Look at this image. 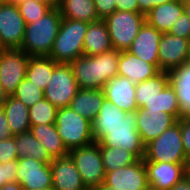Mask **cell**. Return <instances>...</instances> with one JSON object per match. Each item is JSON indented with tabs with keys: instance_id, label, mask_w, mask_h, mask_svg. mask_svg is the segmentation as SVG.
<instances>
[{
	"instance_id": "obj_30",
	"label": "cell",
	"mask_w": 190,
	"mask_h": 190,
	"mask_svg": "<svg viewBox=\"0 0 190 190\" xmlns=\"http://www.w3.org/2000/svg\"><path fill=\"white\" fill-rule=\"evenodd\" d=\"M141 108L148 109L149 112L163 111L173 115L177 120L184 116L180 109L177 92L170 83L155 98L148 100Z\"/></svg>"
},
{
	"instance_id": "obj_44",
	"label": "cell",
	"mask_w": 190,
	"mask_h": 190,
	"mask_svg": "<svg viewBox=\"0 0 190 190\" xmlns=\"http://www.w3.org/2000/svg\"><path fill=\"white\" fill-rule=\"evenodd\" d=\"M139 11L143 14L148 13L153 7L170 2L172 0H137Z\"/></svg>"
},
{
	"instance_id": "obj_36",
	"label": "cell",
	"mask_w": 190,
	"mask_h": 190,
	"mask_svg": "<svg viewBox=\"0 0 190 190\" xmlns=\"http://www.w3.org/2000/svg\"><path fill=\"white\" fill-rule=\"evenodd\" d=\"M17 6L26 24L36 22L51 9L47 4L37 0H27Z\"/></svg>"
},
{
	"instance_id": "obj_42",
	"label": "cell",
	"mask_w": 190,
	"mask_h": 190,
	"mask_svg": "<svg viewBox=\"0 0 190 190\" xmlns=\"http://www.w3.org/2000/svg\"><path fill=\"white\" fill-rule=\"evenodd\" d=\"M116 11L138 12L139 4L137 0H115Z\"/></svg>"
},
{
	"instance_id": "obj_53",
	"label": "cell",
	"mask_w": 190,
	"mask_h": 190,
	"mask_svg": "<svg viewBox=\"0 0 190 190\" xmlns=\"http://www.w3.org/2000/svg\"><path fill=\"white\" fill-rule=\"evenodd\" d=\"M37 190H54L52 187H48V188H42V189H37Z\"/></svg>"
},
{
	"instance_id": "obj_45",
	"label": "cell",
	"mask_w": 190,
	"mask_h": 190,
	"mask_svg": "<svg viewBox=\"0 0 190 190\" xmlns=\"http://www.w3.org/2000/svg\"><path fill=\"white\" fill-rule=\"evenodd\" d=\"M168 190H190V179L187 175H185L179 182L174 184Z\"/></svg>"
},
{
	"instance_id": "obj_40",
	"label": "cell",
	"mask_w": 190,
	"mask_h": 190,
	"mask_svg": "<svg viewBox=\"0 0 190 190\" xmlns=\"http://www.w3.org/2000/svg\"><path fill=\"white\" fill-rule=\"evenodd\" d=\"M181 138L185 155L190 160V115L181 117Z\"/></svg>"
},
{
	"instance_id": "obj_13",
	"label": "cell",
	"mask_w": 190,
	"mask_h": 190,
	"mask_svg": "<svg viewBox=\"0 0 190 190\" xmlns=\"http://www.w3.org/2000/svg\"><path fill=\"white\" fill-rule=\"evenodd\" d=\"M16 181L24 190H37L53 186L50 164L34 158L18 159Z\"/></svg>"
},
{
	"instance_id": "obj_47",
	"label": "cell",
	"mask_w": 190,
	"mask_h": 190,
	"mask_svg": "<svg viewBox=\"0 0 190 190\" xmlns=\"http://www.w3.org/2000/svg\"><path fill=\"white\" fill-rule=\"evenodd\" d=\"M0 190H24L20 183L17 181L6 183L0 187Z\"/></svg>"
},
{
	"instance_id": "obj_29",
	"label": "cell",
	"mask_w": 190,
	"mask_h": 190,
	"mask_svg": "<svg viewBox=\"0 0 190 190\" xmlns=\"http://www.w3.org/2000/svg\"><path fill=\"white\" fill-rule=\"evenodd\" d=\"M58 9L62 18L88 23L99 20L93 0H61Z\"/></svg>"
},
{
	"instance_id": "obj_8",
	"label": "cell",
	"mask_w": 190,
	"mask_h": 190,
	"mask_svg": "<svg viewBox=\"0 0 190 190\" xmlns=\"http://www.w3.org/2000/svg\"><path fill=\"white\" fill-rule=\"evenodd\" d=\"M69 156L74 161L81 179L88 190H93L105 180V170L101 159L98 142L75 148L69 151Z\"/></svg>"
},
{
	"instance_id": "obj_15",
	"label": "cell",
	"mask_w": 190,
	"mask_h": 190,
	"mask_svg": "<svg viewBox=\"0 0 190 190\" xmlns=\"http://www.w3.org/2000/svg\"><path fill=\"white\" fill-rule=\"evenodd\" d=\"M150 186L168 190L185 175L190 163H168L144 161Z\"/></svg>"
},
{
	"instance_id": "obj_39",
	"label": "cell",
	"mask_w": 190,
	"mask_h": 190,
	"mask_svg": "<svg viewBox=\"0 0 190 190\" xmlns=\"http://www.w3.org/2000/svg\"><path fill=\"white\" fill-rule=\"evenodd\" d=\"M171 35L190 39V19L183 12L168 31Z\"/></svg>"
},
{
	"instance_id": "obj_50",
	"label": "cell",
	"mask_w": 190,
	"mask_h": 190,
	"mask_svg": "<svg viewBox=\"0 0 190 190\" xmlns=\"http://www.w3.org/2000/svg\"><path fill=\"white\" fill-rule=\"evenodd\" d=\"M184 13L190 19V2L184 1Z\"/></svg>"
},
{
	"instance_id": "obj_33",
	"label": "cell",
	"mask_w": 190,
	"mask_h": 190,
	"mask_svg": "<svg viewBox=\"0 0 190 190\" xmlns=\"http://www.w3.org/2000/svg\"><path fill=\"white\" fill-rule=\"evenodd\" d=\"M105 172L117 170L135 163L138 158L124 148L99 146Z\"/></svg>"
},
{
	"instance_id": "obj_4",
	"label": "cell",
	"mask_w": 190,
	"mask_h": 190,
	"mask_svg": "<svg viewBox=\"0 0 190 190\" xmlns=\"http://www.w3.org/2000/svg\"><path fill=\"white\" fill-rule=\"evenodd\" d=\"M144 161L190 163L181 138V118L145 145Z\"/></svg>"
},
{
	"instance_id": "obj_24",
	"label": "cell",
	"mask_w": 190,
	"mask_h": 190,
	"mask_svg": "<svg viewBox=\"0 0 190 190\" xmlns=\"http://www.w3.org/2000/svg\"><path fill=\"white\" fill-rule=\"evenodd\" d=\"M30 131L53 159L69 155V151L57 132L56 124L34 125Z\"/></svg>"
},
{
	"instance_id": "obj_14",
	"label": "cell",
	"mask_w": 190,
	"mask_h": 190,
	"mask_svg": "<svg viewBox=\"0 0 190 190\" xmlns=\"http://www.w3.org/2000/svg\"><path fill=\"white\" fill-rule=\"evenodd\" d=\"M104 184L117 190H144L149 185L144 160L106 172Z\"/></svg>"
},
{
	"instance_id": "obj_35",
	"label": "cell",
	"mask_w": 190,
	"mask_h": 190,
	"mask_svg": "<svg viewBox=\"0 0 190 190\" xmlns=\"http://www.w3.org/2000/svg\"><path fill=\"white\" fill-rule=\"evenodd\" d=\"M12 96L31 107L44 98V91L25 77Z\"/></svg>"
},
{
	"instance_id": "obj_31",
	"label": "cell",
	"mask_w": 190,
	"mask_h": 190,
	"mask_svg": "<svg viewBox=\"0 0 190 190\" xmlns=\"http://www.w3.org/2000/svg\"><path fill=\"white\" fill-rule=\"evenodd\" d=\"M56 64L57 62L49 56H30L26 77L44 91Z\"/></svg>"
},
{
	"instance_id": "obj_9",
	"label": "cell",
	"mask_w": 190,
	"mask_h": 190,
	"mask_svg": "<svg viewBox=\"0 0 190 190\" xmlns=\"http://www.w3.org/2000/svg\"><path fill=\"white\" fill-rule=\"evenodd\" d=\"M79 87L69 63H57L44 90V98L57 109L68 107Z\"/></svg>"
},
{
	"instance_id": "obj_17",
	"label": "cell",
	"mask_w": 190,
	"mask_h": 190,
	"mask_svg": "<svg viewBox=\"0 0 190 190\" xmlns=\"http://www.w3.org/2000/svg\"><path fill=\"white\" fill-rule=\"evenodd\" d=\"M136 114V128L144 145L157 138L178 121L173 115L163 111L149 112L148 109L138 108Z\"/></svg>"
},
{
	"instance_id": "obj_38",
	"label": "cell",
	"mask_w": 190,
	"mask_h": 190,
	"mask_svg": "<svg viewBox=\"0 0 190 190\" xmlns=\"http://www.w3.org/2000/svg\"><path fill=\"white\" fill-rule=\"evenodd\" d=\"M17 149L14 136L8 139L0 140V163L16 160Z\"/></svg>"
},
{
	"instance_id": "obj_12",
	"label": "cell",
	"mask_w": 190,
	"mask_h": 190,
	"mask_svg": "<svg viewBox=\"0 0 190 190\" xmlns=\"http://www.w3.org/2000/svg\"><path fill=\"white\" fill-rule=\"evenodd\" d=\"M190 39L164 32L158 50L159 70L170 72L189 60Z\"/></svg>"
},
{
	"instance_id": "obj_48",
	"label": "cell",
	"mask_w": 190,
	"mask_h": 190,
	"mask_svg": "<svg viewBox=\"0 0 190 190\" xmlns=\"http://www.w3.org/2000/svg\"><path fill=\"white\" fill-rule=\"evenodd\" d=\"M8 94L5 92L3 87L0 85V108H3V105L7 101Z\"/></svg>"
},
{
	"instance_id": "obj_27",
	"label": "cell",
	"mask_w": 190,
	"mask_h": 190,
	"mask_svg": "<svg viewBox=\"0 0 190 190\" xmlns=\"http://www.w3.org/2000/svg\"><path fill=\"white\" fill-rule=\"evenodd\" d=\"M17 158H34L38 161L50 164L53 158L48 154L45 147L37 140L31 131L14 135Z\"/></svg>"
},
{
	"instance_id": "obj_3",
	"label": "cell",
	"mask_w": 190,
	"mask_h": 190,
	"mask_svg": "<svg viewBox=\"0 0 190 190\" xmlns=\"http://www.w3.org/2000/svg\"><path fill=\"white\" fill-rule=\"evenodd\" d=\"M88 24L85 21L62 18L49 57L57 63H70L81 57Z\"/></svg>"
},
{
	"instance_id": "obj_25",
	"label": "cell",
	"mask_w": 190,
	"mask_h": 190,
	"mask_svg": "<svg viewBox=\"0 0 190 190\" xmlns=\"http://www.w3.org/2000/svg\"><path fill=\"white\" fill-rule=\"evenodd\" d=\"M125 111L119 109L106 98L100 108L99 114L92 122V133L95 142H99L105 136V130L117 125L126 116Z\"/></svg>"
},
{
	"instance_id": "obj_2",
	"label": "cell",
	"mask_w": 190,
	"mask_h": 190,
	"mask_svg": "<svg viewBox=\"0 0 190 190\" xmlns=\"http://www.w3.org/2000/svg\"><path fill=\"white\" fill-rule=\"evenodd\" d=\"M62 21L58 8H51L36 22L26 24L20 50L29 56H49Z\"/></svg>"
},
{
	"instance_id": "obj_52",
	"label": "cell",
	"mask_w": 190,
	"mask_h": 190,
	"mask_svg": "<svg viewBox=\"0 0 190 190\" xmlns=\"http://www.w3.org/2000/svg\"><path fill=\"white\" fill-rule=\"evenodd\" d=\"M186 175H187V176L189 177V179H190V165L187 167Z\"/></svg>"
},
{
	"instance_id": "obj_22",
	"label": "cell",
	"mask_w": 190,
	"mask_h": 190,
	"mask_svg": "<svg viewBox=\"0 0 190 190\" xmlns=\"http://www.w3.org/2000/svg\"><path fill=\"white\" fill-rule=\"evenodd\" d=\"M111 50H113V47L104 19L90 22L83 43V55L93 56Z\"/></svg>"
},
{
	"instance_id": "obj_1",
	"label": "cell",
	"mask_w": 190,
	"mask_h": 190,
	"mask_svg": "<svg viewBox=\"0 0 190 190\" xmlns=\"http://www.w3.org/2000/svg\"><path fill=\"white\" fill-rule=\"evenodd\" d=\"M118 50L76 58L70 62L79 89L103 90L105 83L118 75Z\"/></svg>"
},
{
	"instance_id": "obj_6",
	"label": "cell",
	"mask_w": 190,
	"mask_h": 190,
	"mask_svg": "<svg viewBox=\"0 0 190 190\" xmlns=\"http://www.w3.org/2000/svg\"><path fill=\"white\" fill-rule=\"evenodd\" d=\"M104 21L107 24L114 50L127 51L145 23V14L138 12L115 11Z\"/></svg>"
},
{
	"instance_id": "obj_23",
	"label": "cell",
	"mask_w": 190,
	"mask_h": 190,
	"mask_svg": "<svg viewBox=\"0 0 190 190\" xmlns=\"http://www.w3.org/2000/svg\"><path fill=\"white\" fill-rule=\"evenodd\" d=\"M105 99L103 90L79 89L68 107L93 122Z\"/></svg>"
},
{
	"instance_id": "obj_32",
	"label": "cell",
	"mask_w": 190,
	"mask_h": 190,
	"mask_svg": "<svg viewBox=\"0 0 190 190\" xmlns=\"http://www.w3.org/2000/svg\"><path fill=\"white\" fill-rule=\"evenodd\" d=\"M170 83L169 72L160 71L154 77L136 84L135 99L138 108L155 98Z\"/></svg>"
},
{
	"instance_id": "obj_49",
	"label": "cell",
	"mask_w": 190,
	"mask_h": 190,
	"mask_svg": "<svg viewBox=\"0 0 190 190\" xmlns=\"http://www.w3.org/2000/svg\"><path fill=\"white\" fill-rule=\"evenodd\" d=\"M93 190H117L113 187L107 186L104 183H102L101 185H99L98 187L94 188Z\"/></svg>"
},
{
	"instance_id": "obj_41",
	"label": "cell",
	"mask_w": 190,
	"mask_h": 190,
	"mask_svg": "<svg viewBox=\"0 0 190 190\" xmlns=\"http://www.w3.org/2000/svg\"><path fill=\"white\" fill-rule=\"evenodd\" d=\"M99 19H105L116 11L115 0H93Z\"/></svg>"
},
{
	"instance_id": "obj_19",
	"label": "cell",
	"mask_w": 190,
	"mask_h": 190,
	"mask_svg": "<svg viewBox=\"0 0 190 190\" xmlns=\"http://www.w3.org/2000/svg\"><path fill=\"white\" fill-rule=\"evenodd\" d=\"M54 190H88L72 158L67 155L50 163Z\"/></svg>"
},
{
	"instance_id": "obj_11",
	"label": "cell",
	"mask_w": 190,
	"mask_h": 190,
	"mask_svg": "<svg viewBox=\"0 0 190 190\" xmlns=\"http://www.w3.org/2000/svg\"><path fill=\"white\" fill-rule=\"evenodd\" d=\"M25 27L17 5L7 2L0 5V49H20Z\"/></svg>"
},
{
	"instance_id": "obj_7",
	"label": "cell",
	"mask_w": 190,
	"mask_h": 190,
	"mask_svg": "<svg viewBox=\"0 0 190 190\" xmlns=\"http://www.w3.org/2000/svg\"><path fill=\"white\" fill-rule=\"evenodd\" d=\"M137 114L127 112L126 116L117 125L105 130V136L98 142L99 146L124 148L132 152L138 159H143L145 145L136 128Z\"/></svg>"
},
{
	"instance_id": "obj_20",
	"label": "cell",
	"mask_w": 190,
	"mask_h": 190,
	"mask_svg": "<svg viewBox=\"0 0 190 190\" xmlns=\"http://www.w3.org/2000/svg\"><path fill=\"white\" fill-rule=\"evenodd\" d=\"M117 68L119 76L126 77L135 84L152 78L160 72L155 65L143 61L128 51H120Z\"/></svg>"
},
{
	"instance_id": "obj_34",
	"label": "cell",
	"mask_w": 190,
	"mask_h": 190,
	"mask_svg": "<svg viewBox=\"0 0 190 190\" xmlns=\"http://www.w3.org/2000/svg\"><path fill=\"white\" fill-rule=\"evenodd\" d=\"M57 108L47 99L43 98L29 107V119L31 127L42 124L56 123Z\"/></svg>"
},
{
	"instance_id": "obj_16",
	"label": "cell",
	"mask_w": 190,
	"mask_h": 190,
	"mask_svg": "<svg viewBox=\"0 0 190 190\" xmlns=\"http://www.w3.org/2000/svg\"><path fill=\"white\" fill-rule=\"evenodd\" d=\"M162 35L163 32L145 21L127 51L159 69L158 50Z\"/></svg>"
},
{
	"instance_id": "obj_46",
	"label": "cell",
	"mask_w": 190,
	"mask_h": 190,
	"mask_svg": "<svg viewBox=\"0 0 190 190\" xmlns=\"http://www.w3.org/2000/svg\"><path fill=\"white\" fill-rule=\"evenodd\" d=\"M27 0H7V3L18 5ZM50 6L51 8H58L61 0H37Z\"/></svg>"
},
{
	"instance_id": "obj_26",
	"label": "cell",
	"mask_w": 190,
	"mask_h": 190,
	"mask_svg": "<svg viewBox=\"0 0 190 190\" xmlns=\"http://www.w3.org/2000/svg\"><path fill=\"white\" fill-rule=\"evenodd\" d=\"M7 116L8 126L13 135L30 131L29 107L13 96H8L2 108Z\"/></svg>"
},
{
	"instance_id": "obj_43",
	"label": "cell",
	"mask_w": 190,
	"mask_h": 190,
	"mask_svg": "<svg viewBox=\"0 0 190 190\" xmlns=\"http://www.w3.org/2000/svg\"><path fill=\"white\" fill-rule=\"evenodd\" d=\"M14 136L8 126L7 116L5 111L0 108V140L8 139Z\"/></svg>"
},
{
	"instance_id": "obj_10",
	"label": "cell",
	"mask_w": 190,
	"mask_h": 190,
	"mask_svg": "<svg viewBox=\"0 0 190 190\" xmlns=\"http://www.w3.org/2000/svg\"><path fill=\"white\" fill-rule=\"evenodd\" d=\"M29 58L20 49H0V85L9 96L26 77Z\"/></svg>"
},
{
	"instance_id": "obj_51",
	"label": "cell",
	"mask_w": 190,
	"mask_h": 190,
	"mask_svg": "<svg viewBox=\"0 0 190 190\" xmlns=\"http://www.w3.org/2000/svg\"><path fill=\"white\" fill-rule=\"evenodd\" d=\"M144 190H159V189L148 185Z\"/></svg>"
},
{
	"instance_id": "obj_5",
	"label": "cell",
	"mask_w": 190,
	"mask_h": 190,
	"mask_svg": "<svg viewBox=\"0 0 190 190\" xmlns=\"http://www.w3.org/2000/svg\"><path fill=\"white\" fill-rule=\"evenodd\" d=\"M56 129L68 151L94 142L92 122L70 107L58 108Z\"/></svg>"
},
{
	"instance_id": "obj_21",
	"label": "cell",
	"mask_w": 190,
	"mask_h": 190,
	"mask_svg": "<svg viewBox=\"0 0 190 190\" xmlns=\"http://www.w3.org/2000/svg\"><path fill=\"white\" fill-rule=\"evenodd\" d=\"M184 12L183 0H172L153 7L145 14V21L161 32H168Z\"/></svg>"
},
{
	"instance_id": "obj_54",
	"label": "cell",
	"mask_w": 190,
	"mask_h": 190,
	"mask_svg": "<svg viewBox=\"0 0 190 190\" xmlns=\"http://www.w3.org/2000/svg\"><path fill=\"white\" fill-rule=\"evenodd\" d=\"M7 0H0V5L3 4V3H6Z\"/></svg>"
},
{
	"instance_id": "obj_28",
	"label": "cell",
	"mask_w": 190,
	"mask_h": 190,
	"mask_svg": "<svg viewBox=\"0 0 190 190\" xmlns=\"http://www.w3.org/2000/svg\"><path fill=\"white\" fill-rule=\"evenodd\" d=\"M170 84L177 92L180 109L184 115H190V62L169 72Z\"/></svg>"
},
{
	"instance_id": "obj_37",
	"label": "cell",
	"mask_w": 190,
	"mask_h": 190,
	"mask_svg": "<svg viewBox=\"0 0 190 190\" xmlns=\"http://www.w3.org/2000/svg\"><path fill=\"white\" fill-rule=\"evenodd\" d=\"M18 159L0 163V187L6 183L16 181Z\"/></svg>"
},
{
	"instance_id": "obj_18",
	"label": "cell",
	"mask_w": 190,
	"mask_h": 190,
	"mask_svg": "<svg viewBox=\"0 0 190 190\" xmlns=\"http://www.w3.org/2000/svg\"><path fill=\"white\" fill-rule=\"evenodd\" d=\"M136 84L123 76H115L105 83L103 88L105 98L125 112L138 109L135 99Z\"/></svg>"
}]
</instances>
